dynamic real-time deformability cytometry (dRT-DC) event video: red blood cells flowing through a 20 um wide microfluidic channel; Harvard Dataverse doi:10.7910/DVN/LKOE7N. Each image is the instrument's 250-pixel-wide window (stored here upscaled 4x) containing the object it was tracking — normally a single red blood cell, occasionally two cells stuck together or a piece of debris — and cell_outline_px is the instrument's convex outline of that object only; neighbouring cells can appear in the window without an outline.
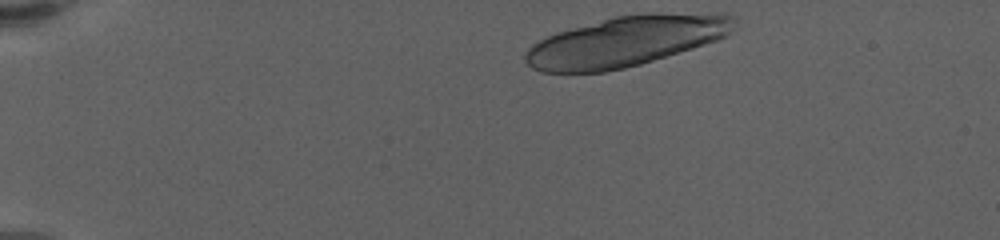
{"species": "human", "species_latin": "Homo sapiens", "temperature_condition": "warm", "stored_images_in_passage": 14, "camera_frame_rate_fps": 3000, "um_per_image_px": 0.085, "donor": {"sex": "female"}, "frame": {"image": 1, "passage_image": 1, "time_ms": 0.0, "image_size_px": [1000, 240], "cell_outline_px": [[736, 28], [728, 36], [692, 48], [640, 64], [624, 68], [604, 72], [540, 72], [532, 68], [524, 60], [524, 56], [528, 48], [532, 44], [556, 32], [616, 16], [648, 12], [732, 12], [736, 24]], "centroid_in_image_um": [53.28, 3.47], "position_along_channel_um": 31.7, "area_um2": 61.73}}